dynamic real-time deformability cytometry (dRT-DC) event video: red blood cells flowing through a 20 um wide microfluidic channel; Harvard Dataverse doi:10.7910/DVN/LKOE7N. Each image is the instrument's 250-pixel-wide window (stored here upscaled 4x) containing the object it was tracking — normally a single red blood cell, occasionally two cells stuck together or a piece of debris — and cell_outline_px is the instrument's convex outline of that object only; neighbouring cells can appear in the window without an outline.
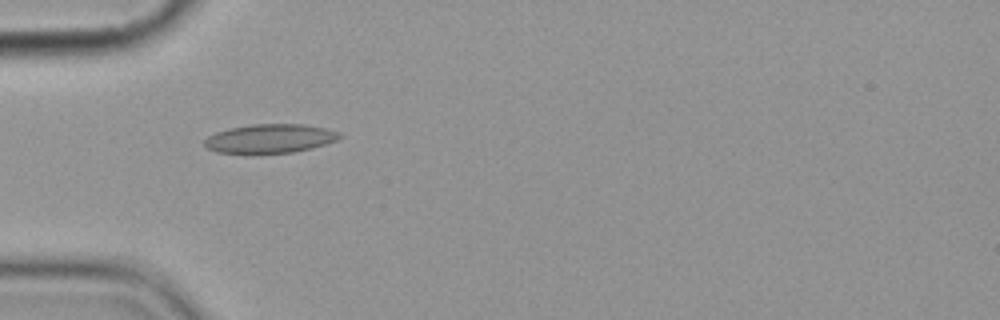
{"species": "common noctule bat (a hibernating species)", "species_latin": "Nyctalus noctula", "temperature_condition": "cold", "stored_images_in_passage": 2, "camera_frame_rate_fps": 3000, "um_per_image_px": 0.085, "animal": {"sex": "female", "body_mass_g": 19.9}, "frame": {"image": 1, "passage_image": 1, "time_ms": 0.0, "image_size_px": [1000, 320], "cell_outline_px": [[344, 136], [336, 140], [312, 148], [292, 152], [216, 152], [208, 148], [204, 144], [204, 140], [208, 136], [216, 132], [228, 128], [252, 124], [304, 124], [324, 128], [340, 132]], "centroid_in_image_um": [22.97, 11.75], "position_along_channel_um": 62.0, "area_um2": 22.43}}
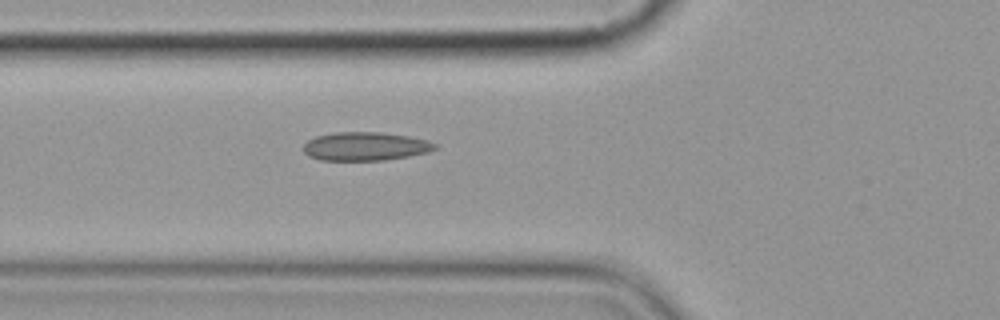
{"frame": {"image": 2, "passage_image": 2, "time_ms": 1.0, "image_size_px": [1000, 320], "cell_outline_px": [[440, 148], [428, 152], [408, 156], [384, 160], [320, 160], [308, 156], [304, 152], [304, 144], [308, 140], [316, 136], [336, 132], [380, 132], [408, 136], [428, 140], [440, 144]], "centroid_in_image_um": [31.1, 12.44], "position_along_channel_um": 94.7, "area_um2": 22.02}}